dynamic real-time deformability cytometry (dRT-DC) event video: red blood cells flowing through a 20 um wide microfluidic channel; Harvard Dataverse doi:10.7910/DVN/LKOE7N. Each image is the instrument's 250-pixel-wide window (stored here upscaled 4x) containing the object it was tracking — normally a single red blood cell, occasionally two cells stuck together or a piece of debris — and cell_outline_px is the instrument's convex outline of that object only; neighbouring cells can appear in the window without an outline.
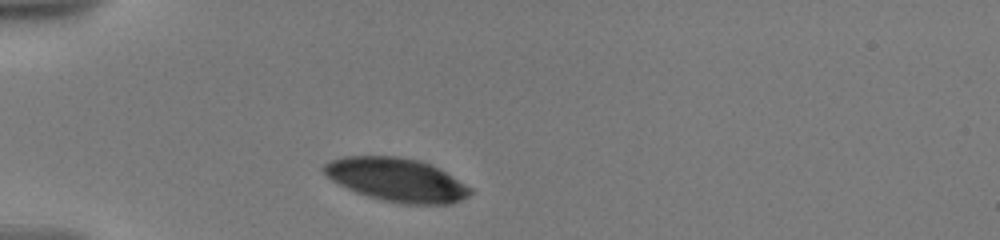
{"species": "human", "species_latin": "Homo sapiens", "temperature_condition": "warm", "stored_images_in_passage": 11, "camera_frame_rate_fps": 3000, "um_per_image_px": 0.085, "donor": {"sex": "male"}, "frame": {"image": 1, "passage_image": 1, "time_ms": 0.0, "image_size_px": [1000, 240], "cell_outline_px": [[472, 192], [468, 196], [452, 204], [404, 204], [384, 200], [368, 196], [356, 192], [332, 180], [320, 168], [324, 164], [332, 160], [344, 156], [400, 156], [420, 160], [432, 164], [472, 188]], "centroid_in_image_um": [33.73, 15.27], "position_along_channel_um": 51.3, "area_um2": 36.99}}
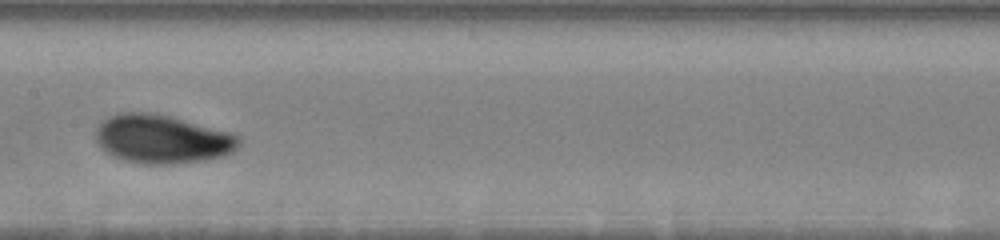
{"frame": {"image": 2, "passage_image": 5, "time_ms": 4.667, "image_size_px": [1000, 240], "cell_outline_px": [[240, 140], [236, 148], [232, 152], [224, 156], [200, 160], [164, 164], [144, 164], [124, 160], [108, 152], [96, 140], [96, 128], [104, 116], [116, 112], [156, 112], [172, 116], [228, 132], [236, 136]], "centroid_in_image_um": [13.72, 11.78], "position_along_channel_um": 193.7, "area_um2": 40.34}}
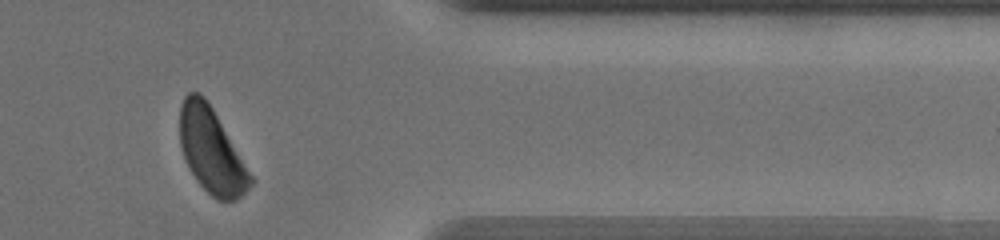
{"frame": {"image": 3, "passage_image": 10, "time_ms": 10.667, "image_size_px": [1000, 240], "cell_outline_px": [[256, 180], [236, 200], [216, 200], [196, 180], [184, 156], [180, 144], [180, 104], [184, 96], [188, 92], [196, 92], [204, 96], [212, 108]], "centroid_in_image_um": [17.99, 12.8], "position_along_channel_um": 393.4, "area_um2": 34.68}, "authors_computed_cell_mechanics": {"area_um2": 36.992, "velocity_mm_per_s": 3.5417, "shape_relaxation_time_tau1_ms": 1.3279, "shape_relaxation_time_tau2_ms": null, "deformation_change_tau1": 0.0645, "deformation_change_tau2": null}}